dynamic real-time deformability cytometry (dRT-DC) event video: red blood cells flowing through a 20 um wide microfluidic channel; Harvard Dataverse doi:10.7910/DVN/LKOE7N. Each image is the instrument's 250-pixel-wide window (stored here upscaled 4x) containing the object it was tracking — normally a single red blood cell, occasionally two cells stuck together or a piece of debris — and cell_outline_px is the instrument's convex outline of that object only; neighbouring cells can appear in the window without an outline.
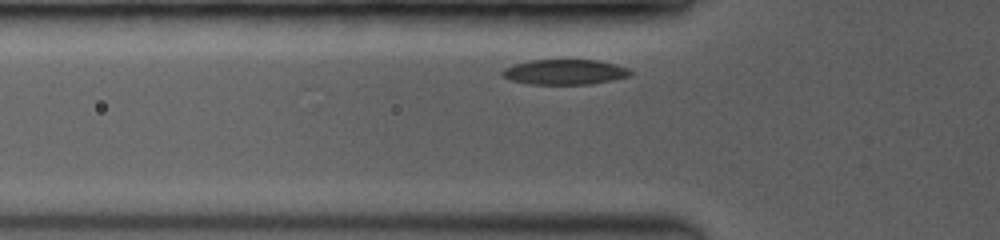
{"species": "common noctule bat (a hibernating species)", "species_latin": "Nyctalus noctula", "temperature_condition": "room temperature", "stored_images_in_passage": 24, "camera_frame_rate_fps": 3500, "um_per_image_px": 0.085, "animal": {"sex": "female", "body_mass_g": 19.0, "forearm_length_mm": 53.3}, "frame": {"image": 1, "passage_image": 2, "time_ms": 0.286, "image_size_px": [1000, 240], "cell_outline_px": [[632, 72], [628, 76], [612, 80], [588, 84], [528, 84], [512, 80], [504, 76], [500, 72], [504, 68], [512, 64], [532, 60], [596, 60], [628, 68]], "centroid_in_image_um": [47.96, 6.12], "position_along_channel_um": 77.8, "area_um2": 18.55}}
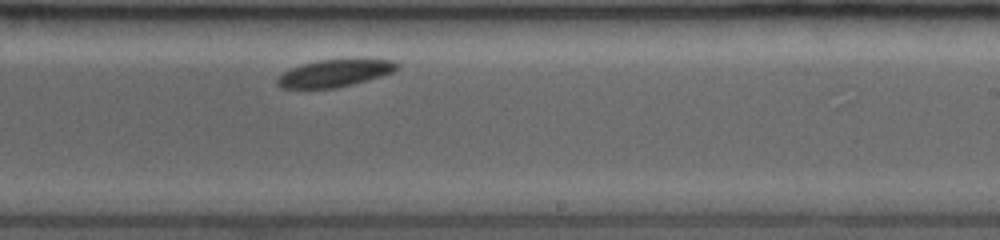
{"frame": {"image": 2, "passage_image": 15, "time_ms": 5.143, "image_size_px": [1000, 240], "cell_outline_px": [[400, 68], [392, 72], [380, 76], [352, 84], [336, 88], [284, 88], [276, 84], [276, 80], [284, 72], [300, 64], [316, 60], [396, 60], [400, 64]], "centroid_in_image_um": [28.45, 6.22], "position_along_channel_um": 260.5, "area_um2": 18.73}}
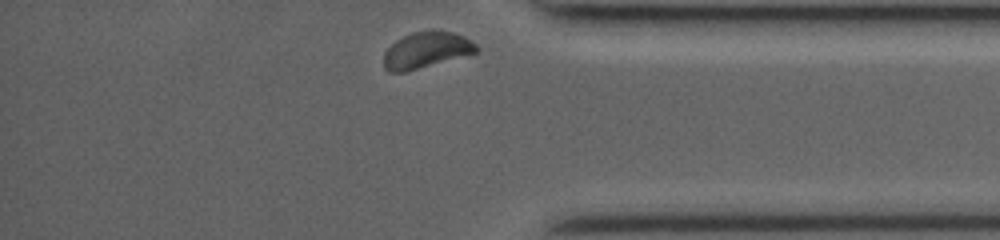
{"frame": {"image": 3, "passage_image": 24, "time_ms": 8.857, "image_size_px": [1000, 240], "cell_outline_px": [[480, 48], [476, 52], [404, 72], [388, 72], [384, 68], [384, 52], [396, 40], [412, 32], [432, 28], [436, 28], [452, 32], [464, 36], [476, 44]], "centroid_in_image_um": [36.22, 4.21], "position_along_channel_um": 399.0, "area_um2": 19.54}}